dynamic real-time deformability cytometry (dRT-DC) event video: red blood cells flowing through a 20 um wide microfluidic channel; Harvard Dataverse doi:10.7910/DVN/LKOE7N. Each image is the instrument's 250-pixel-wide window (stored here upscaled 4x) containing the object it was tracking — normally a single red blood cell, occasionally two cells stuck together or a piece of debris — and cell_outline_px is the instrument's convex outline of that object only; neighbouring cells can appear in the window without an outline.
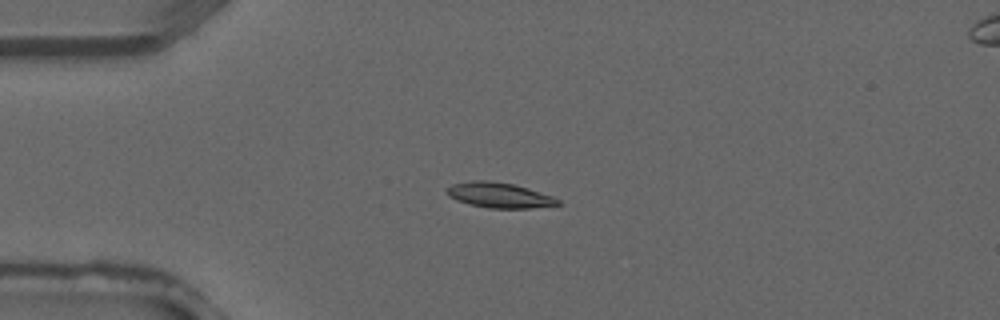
{"species": "common noctule bat (a hibernating species)", "species_latin": "Nyctalus noctula", "temperature_condition": "warm", "stored_images_in_passage": 2, "camera_frame_rate_fps": 3000, "um_per_image_px": 0.085, "animal": {"sex": "male", "forearm_length_mm": 52.5}, "frame": {"image": 1, "passage_image": 2, "time_ms": 0.333, "image_size_px": [1000, 320], "cell_outline_px": [[560, 204], [528, 208], [488, 208], [468, 204], [448, 196], [448, 188], [452, 184], [472, 180], [488, 180], [512, 184], [528, 188], [552, 196], [560, 200]], "centroid_in_image_um": [42.43, 16.59], "position_along_channel_um": 42.6, "area_um2": 16.13}}